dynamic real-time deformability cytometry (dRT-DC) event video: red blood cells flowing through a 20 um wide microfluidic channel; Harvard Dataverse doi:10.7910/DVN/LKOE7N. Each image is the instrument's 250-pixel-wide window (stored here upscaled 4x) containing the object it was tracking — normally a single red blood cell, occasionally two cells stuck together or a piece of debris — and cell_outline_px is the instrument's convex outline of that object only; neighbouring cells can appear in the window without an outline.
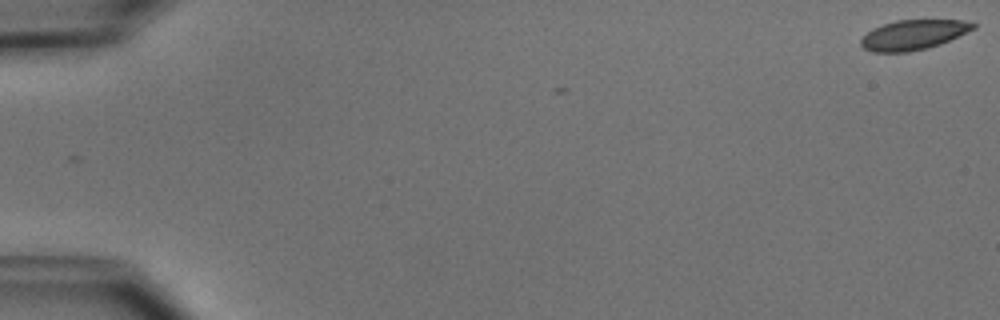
{"species": "common noctule bat (a hibernating species)", "species_latin": "Nyctalus noctula", "temperature_condition": "cold", "stored_images_in_passage": 2, "camera_frame_rate_fps": 3000, "um_per_image_px": 0.085, "animal": {"sex": "male", "body_mass_g": 15.6}, "frame": {"image": 1, "passage_image": 2, "time_ms": 0.333, "image_size_px": [1000, 320], "cell_outline_px": [[976, 28], [940, 44], [928, 48], [908, 52], [872, 52], [864, 48], [860, 44], [860, 40], [872, 28], [896, 20], [960, 20], [976, 24]], "centroid_in_image_um": [77.62, 2.96], "position_along_channel_um": 7.4, "area_um2": 19.42}}